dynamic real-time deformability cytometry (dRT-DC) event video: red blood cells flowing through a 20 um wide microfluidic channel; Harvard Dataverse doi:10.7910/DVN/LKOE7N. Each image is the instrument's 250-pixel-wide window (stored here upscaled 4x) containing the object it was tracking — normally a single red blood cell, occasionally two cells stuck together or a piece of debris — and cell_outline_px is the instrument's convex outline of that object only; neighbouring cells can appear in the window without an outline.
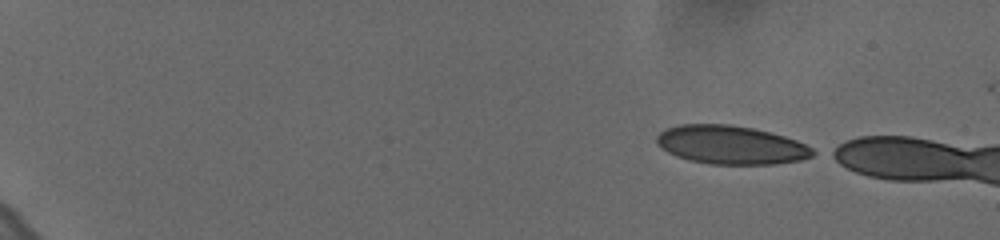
{"species": "human", "species_latin": "Homo sapiens", "temperature_condition": "cold", "stored_images_in_passage": 50, "camera_frame_rate_fps": 3000, "um_per_image_px": 0.085, "donor": {"sex": "female"}, "frame": {"image": 1, "passage_image": 1, "time_ms": 0.0, "image_size_px": [1000, 240], "cell_outline_px": [[820, 152], [812, 156], [800, 160], [772, 164], [712, 164], [692, 160], [676, 156], [668, 152], [656, 140], [656, 136], [664, 128], [680, 124], [728, 124], [752, 128], [784, 136], [796, 140]], "centroid_in_image_um": [62.15, 12.31], "position_along_channel_um": 22.9, "area_um2": 34.85}}
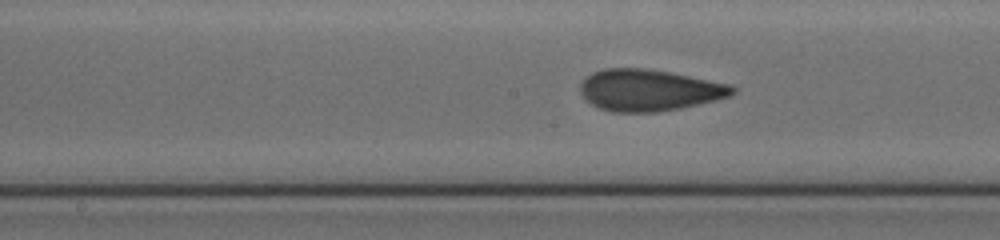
{"frame": {"image": 2, "passage_image": 27, "time_ms": 8.667, "image_size_px": [1000, 240], "cell_outline_px": [[736, 92], [732, 96], [716, 100], [680, 108], [656, 112], [612, 112], [600, 108], [584, 100], [580, 92], [580, 84], [592, 72], [604, 68], [644, 68], [668, 72], [732, 84], [736, 88]], "centroid_in_image_um": [55.18, 7.66], "position_along_channel_um": 193.0, "area_um2": 36.93}}
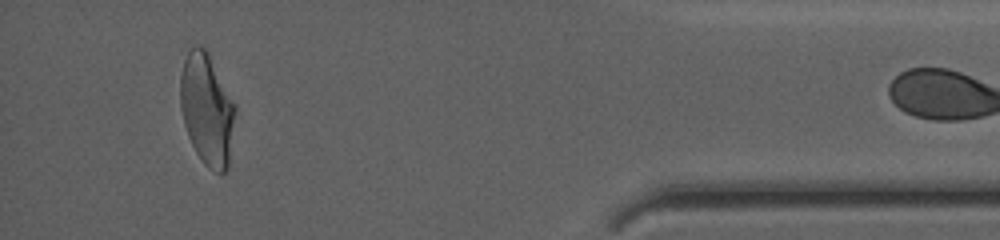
{"frame": {"image": 3, "passage_image": 49, "time_ms": 16.0, "image_size_px": [1000, 240], "cell_outline_px": [[232, 120], [228, 168], [224, 172], [216, 172], [208, 168], [204, 164], [196, 152], [188, 136], [184, 124], [180, 108], [180, 76], [184, 60], [188, 48], [200, 44], [208, 52], [232, 104]], "centroid_in_image_um": [17.5, 9.28], "position_along_channel_um": 417.7, "area_um2": 34.39}}